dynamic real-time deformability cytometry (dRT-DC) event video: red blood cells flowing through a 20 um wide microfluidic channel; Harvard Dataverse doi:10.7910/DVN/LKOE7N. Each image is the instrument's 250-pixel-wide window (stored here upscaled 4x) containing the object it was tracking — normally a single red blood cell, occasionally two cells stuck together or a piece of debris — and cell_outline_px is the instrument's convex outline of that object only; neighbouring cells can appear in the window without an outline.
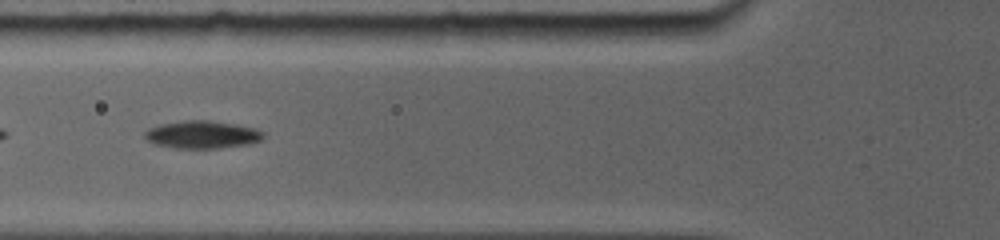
{"species": "common noctule bat (a hibernating species)", "species_latin": "Nyctalus noctula", "temperature_condition": "room temperature", "stored_images_in_passage": 5, "camera_frame_rate_fps": 5000, "um_per_image_px": 0.085, "animal": {"sex": "female", "body_mass_g": 19.0, "forearm_length_mm": 56.7}, "frame": {"image": 1, "passage_image": 3, "time_ms": 1.8, "image_size_px": [1000, 240], "cell_outline_px": [[264, 136], [260, 140], [252, 144], [220, 148], [176, 148], [156, 144], [148, 140], [144, 136], [144, 132], [148, 128], [160, 124], [184, 120], [212, 120], [236, 124], [256, 128], [264, 132]], "centroid_in_image_um": [17.22, 11.43], "position_along_channel_um": 108.6, "area_um2": 19.31}}